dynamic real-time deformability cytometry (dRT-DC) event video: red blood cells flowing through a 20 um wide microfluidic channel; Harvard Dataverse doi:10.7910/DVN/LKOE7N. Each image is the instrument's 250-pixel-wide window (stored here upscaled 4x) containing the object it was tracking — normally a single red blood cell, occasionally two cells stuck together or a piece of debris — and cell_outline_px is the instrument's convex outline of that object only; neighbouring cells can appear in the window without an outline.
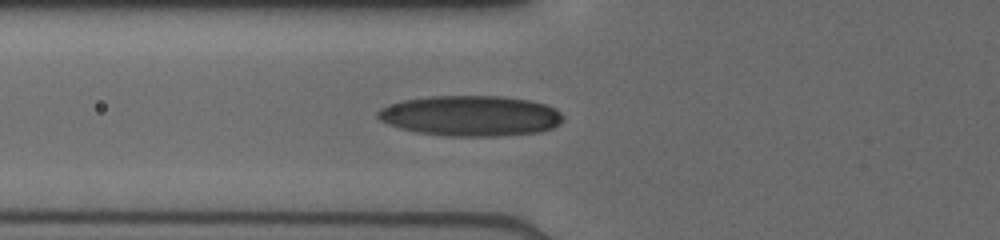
{"species": "human", "species_latin": "Homo sapiens", "temperature_condition": "cold", "stored_images_in_passage": 4, "camera_frame_rate_fps": 3000, "um_per_image_px": 0.085, "donor": {"sex": "male"}, "frame": {"image": 1, "passage_image": 4, "time_ms": 3.0, "image_size_px": [1000, 240], "cell_outline_px": [[564, 120], [560, 124], [552, 128], [540, 132], [496, 136], [448, 136], [416, 132], [400, 128], [388, 124], [380, 120], [376, 116], [376, 112], [380, 108], [404, 100], [428, 96], [504, 96], [528, 100], [544, 104], [556, 108], [564, 116]], "centroid_in_image_um": [40.02, 9.84], "position_along_channel_um": 85.8, "area_um2": 43.87}}